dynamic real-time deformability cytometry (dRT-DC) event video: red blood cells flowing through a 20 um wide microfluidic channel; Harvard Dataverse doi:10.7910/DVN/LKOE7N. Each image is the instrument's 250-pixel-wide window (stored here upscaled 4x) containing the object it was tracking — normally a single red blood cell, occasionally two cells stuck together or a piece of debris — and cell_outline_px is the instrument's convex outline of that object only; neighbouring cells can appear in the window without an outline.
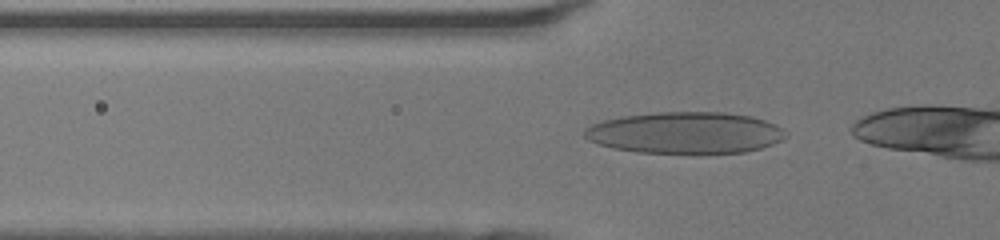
{"species": "human", "species_latin": "Homo sapiens", "temperature_condition": "room temperature", "stored_images_in_passage": 11, "camera_frame_rate_fps": 3000, "um_per_image_px": 0.085, "donor": {"sex": "female"}, "frame": {"image": 1, "passage_image": 2, "time_ms": 0.333, "image_size_px": [1000, 240], "cell_outline_px": [[788, 136], [784, 140], [760, 148], [744, 152], [700, 156], [696, 156], [636, 152], [612, 148], [596, 144], [588, 140], [584, 136], [584, 128], [592, 124], [604, 120], [620, 116], [656, 112], [724, 112], [752, 116], [776, 124], [784, 128], [788, 132]], "centroid_in_image_um": [58.28, 11.32], "position_along_channel_um": 67.5, "area_um2": 50.52}}
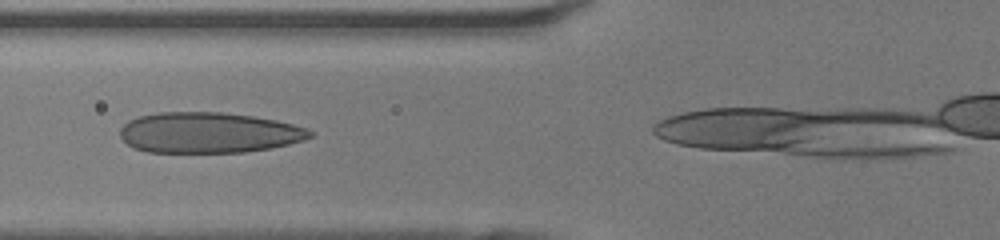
{"frame": {"image": 2, "passage_image": 5, "time_ms": 1.333, "image_size_px": [1000, 240], "cell_outline_px": [[312, 136], [304, 140], [272, 148], [244, 152], [148, 152], [132, 148], [120, 136], [120, 128], [128, 120], [140, 116], [160, 112], [220, 112], [252, 116], [276, 120], [308, 128], [312, 132]], "centroid_in_image_um": [17.73, 11.28], "position_along_channel_um": 108.1, "area_um2": 45.03}}
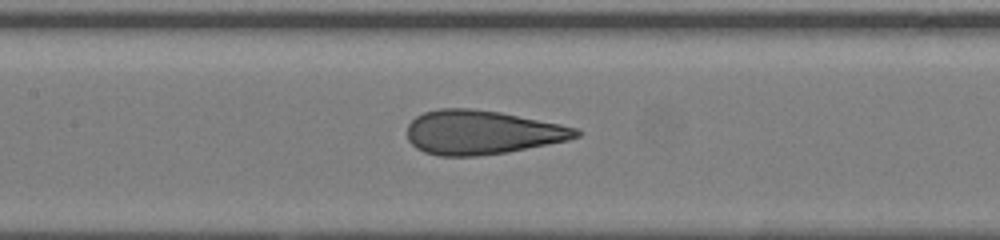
{"frame": {"image": 3, "passage_image": 9, "time_ms": 2.667, "image_size_px": [1000, 240], "cell_outline_px": [[584, 132], [580, 136], [568, 140], [508, 152], [476, 156], [440, 156], [424, 152], [416, 148], [408, 140], [408, 124], [416, 116], [424, 112], [440, 108], [468, 108], [500, 112], [580, 128]], "centroid_in_image_um": [40.98, 11.25], "position_along_channel_um": 166.4, "area_um2": 43.47}}